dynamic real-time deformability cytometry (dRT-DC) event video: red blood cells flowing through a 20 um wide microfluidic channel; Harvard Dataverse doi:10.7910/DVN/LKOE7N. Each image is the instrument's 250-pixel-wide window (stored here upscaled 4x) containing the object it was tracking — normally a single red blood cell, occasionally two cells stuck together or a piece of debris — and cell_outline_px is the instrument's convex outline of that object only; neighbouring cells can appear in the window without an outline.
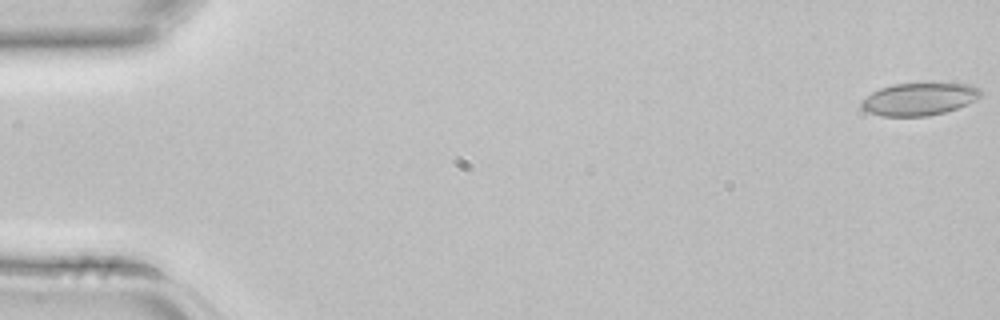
{"species": "common noctule bat (a hibernating species)", "species_latin": "Nyctalus noctula", "temperature_condition": "room temperature", "stored_images_in_passage": 4, "camera_frame_rate_fps": 3000, "um_per_image_px": 0.085, "animal": {"sex": "female", "body_mass_g": 22.7, "forearm_length_mm": 54.2}, "frame": {"image": 1, "passage_image": 1, "time_ms": 0.0, "image_size_px": [1000, 320], "cell_outline_px": [[984, 92], [976, 100], [956, 108], [944, 112], [928, 116], [880, 116], [868, 112], [860, 104], [872, 92], [880, 88], [892, 84], [972, 84], [980, 88]], "centroid_in_image_um": [78.17, 8.42], "position_along_channel_um": 6.8, "area_um2": 22.37}}
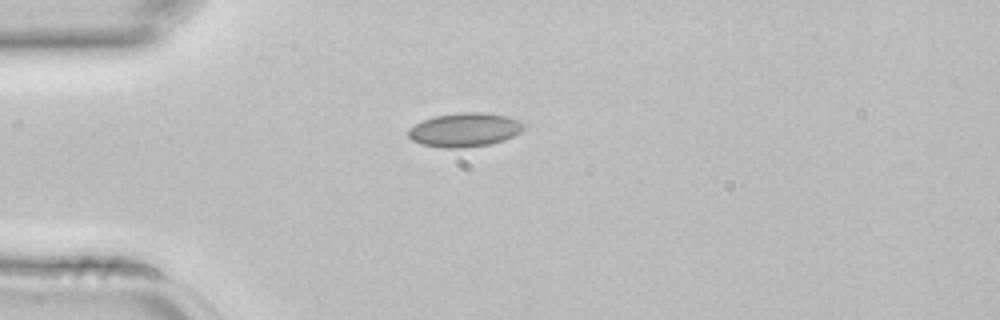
{"frame": {"image": 2, "passage_image": 4, "time_ms": 1.0, "image_size_px": [1000, 320], "cell_outline_px": [[524, 128], [520, 132], [504, 140], [492, 144], [464, 148], [440, 148], [420, 144], [412, 140], [408, 136], [408, 128], [424, 120], [436, 116], [456, 112], [484, 112], [504, 116], [520, 120], [524, 124]], "centroid_in_image_um": [39.48, 11.04], "position_along_channel_um": 45.5, "area_um2": 22.95}}